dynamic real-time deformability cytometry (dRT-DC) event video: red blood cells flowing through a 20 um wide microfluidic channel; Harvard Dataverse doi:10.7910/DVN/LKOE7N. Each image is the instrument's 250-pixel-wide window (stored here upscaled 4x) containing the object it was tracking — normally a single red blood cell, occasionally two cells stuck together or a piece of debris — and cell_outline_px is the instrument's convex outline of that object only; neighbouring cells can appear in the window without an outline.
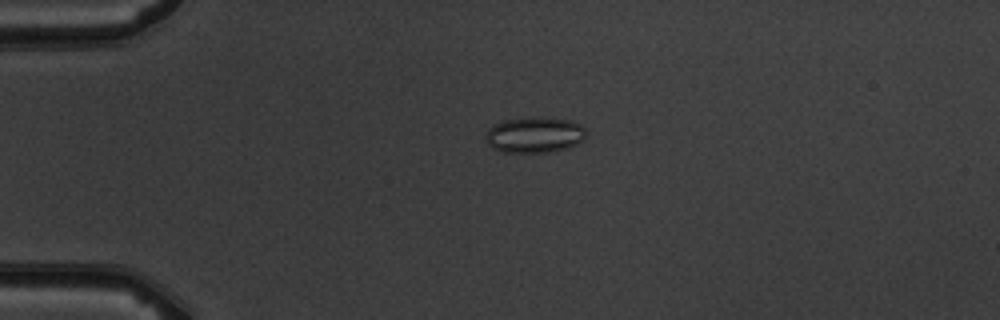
{"species": "common noctule bat (a hibernating species)", "species_latin": "Nyctalus noctula", "temperature_condition": "warm", "stored_images_in_passage": 3, "camera_frame_rate_fps": 3000, "um_per_image_px": 0.085, "animal": {"sex": "male", "body_mass_g": 19.5, "forearm_length_mm": 54.6}, "frame": {"image": 1, "passage_image": 3, "time_ms": 2.333, "image_size_px": [1000, 320], "cell_outline_px": [[588, 132], [584, 140], [568, 148], [548, 152], [500, 152], [492, 148], [484, 140], [484, 136], [488, 128], [504, 120], [528, 116], [540, 116], [572, 120], [580, 124]], "centroid_in_image_um": [45.44, 11.44], "position_along_channel_um": 39.6, "area_um2": 21.56}}